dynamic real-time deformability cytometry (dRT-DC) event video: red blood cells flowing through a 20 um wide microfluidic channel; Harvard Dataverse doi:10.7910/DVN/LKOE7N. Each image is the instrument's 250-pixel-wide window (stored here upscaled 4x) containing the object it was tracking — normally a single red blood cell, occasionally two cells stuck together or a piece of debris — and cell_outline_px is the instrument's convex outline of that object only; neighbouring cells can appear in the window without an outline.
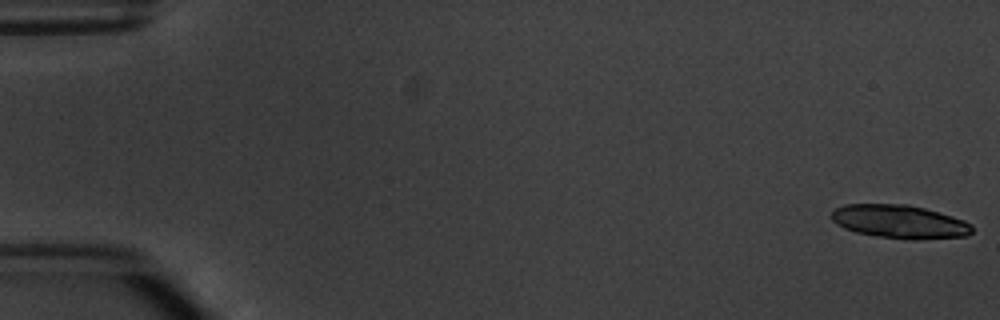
{"species": "common noctule bat (a hibernating species)", "species_latin": "Nyctalus noctula", "temperature_condition": "warm", "stored_images_in_passage": 5, "camera_frame_rate_fps": 3000, "um_per_image_px": 0.085, "animal": {"sex": "male", "body_mass_g": 20.1, "forearm_length_mm": 53.5}, "frame": {"image": 1, "passage_image": 1, "time_ms": 0.0, "image_size_px": [1000, 320], "cell_outline_px": [[972, 232], [968, 236], [916, 240], [912, 240], [880, 236], [856, 232], [844, 228], [836, 224], [832, 220], [832, 212], [836, 208], [844, 204], [908, 204], [924, 208], [952, 216], [964, 220], [972, 224]], "centroid_in_image_um": [76.49, 18.84], "position_along_channel_um": 8.5, "area_um2": 27.4}}